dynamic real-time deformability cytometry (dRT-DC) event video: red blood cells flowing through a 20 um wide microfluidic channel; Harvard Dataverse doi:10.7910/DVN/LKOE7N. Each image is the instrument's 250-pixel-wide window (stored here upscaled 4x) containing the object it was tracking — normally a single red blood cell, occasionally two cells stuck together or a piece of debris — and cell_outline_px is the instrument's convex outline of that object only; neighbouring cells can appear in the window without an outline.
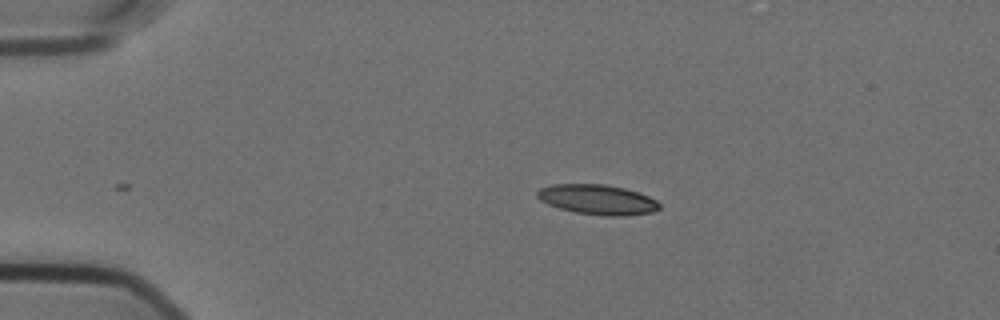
{"species": "Egyptian fruit bat (a non-hibernating species)", "species_latin": "Rousettus aegyptiacus", "temperature_condition": "cold", "stored_images_in_passage": 40, "camera_frame_rate_fps": 3000, "um_per_image_px": 0.085, "animal": {"sex": "female"}, "frame": {"image": 1, "passage_image": 1, "time_ms": 0.0, "image_size_px": [1000, 320], "cell_outline_px": [[660, 208], [652, 212], [624, 216], [604, 216], [576, 212], [560, 208], [548, 204], [540, 200], [536, 196], [536, 192], [540, 188], [552, 184], [604, 184], [624, 188], [648, 196], [656, 200], [660, 204]], "centroid_in_image_um": [50.77, 16.96], "position_along_channel_um": 34.2, "area_um2": 21.27}}
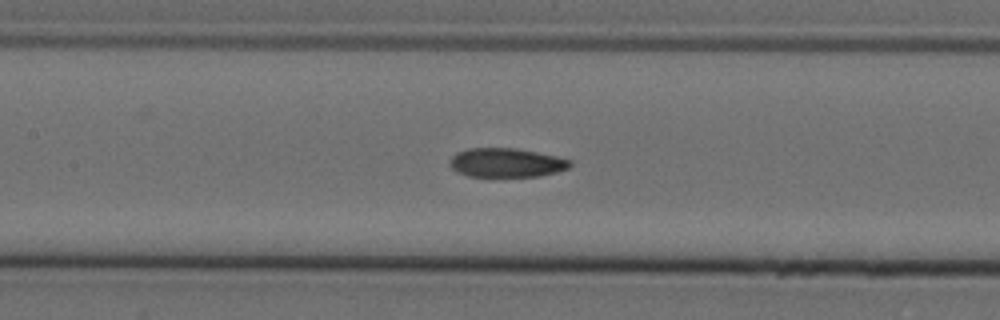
{"frame": {"image": 2, "passage_image": 16, "time_ms": 5.0, "image_size_px": [1000, 320], "cell_outline_px": [[572, 164], [568, 168], [556, 172], [540, 176], [468, 176], [456, 172], [452, 168], [452, 156], [456, 152], [468, 148], [516, 148], [556, 156], [572, 160]], "centroid_in_image_um": [43.06, 13.82], "position_along_channel_um": 164.3, "area_um2": 20.23}}
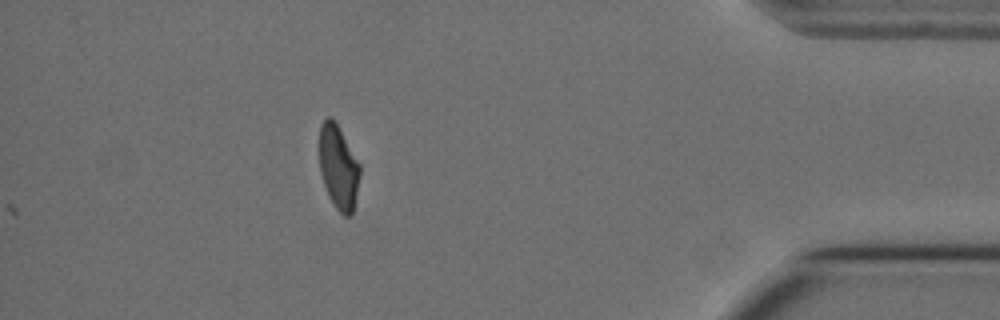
{"frame": {"image": 3, "passage_image": 40, "time_ms": 13.0, "image_size_px": [1000, 320], "cell_outline_px": [[360, 176], [352, 216], [344, 216], [336, 208], [328, 196], [320, 172], [320, 124], [328, 116], [332, 116], [360, 164]], "centroid_in_image_um": [28.77, 14.22], "position_along_channel_um": 406.4, "area_um2": 19.77}, "authors_computed_cell_mechanics": {"area_um2": 21.3571, "velocity_mm_per_s": 3.5789, "shape_relaxation_time_tau1_ms": 8.7091, "shape_relaxation_time_tau2_ms": 2.5555, "deformation_change_tau1": 0.1984, "deformation_change_tau2": 0.0813}}